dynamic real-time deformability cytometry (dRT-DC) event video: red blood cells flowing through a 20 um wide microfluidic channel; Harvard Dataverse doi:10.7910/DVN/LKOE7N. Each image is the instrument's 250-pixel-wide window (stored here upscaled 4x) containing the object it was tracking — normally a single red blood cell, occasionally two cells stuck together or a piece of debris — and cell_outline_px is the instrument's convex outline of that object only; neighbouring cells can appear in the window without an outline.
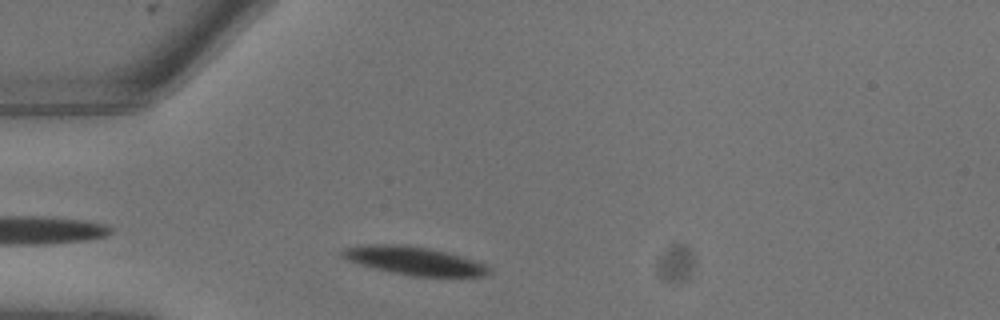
{"species": "common noctule bat (a hibernating species)", "species_latin": "Nyctalus noctula", "temperature_condition": "warm", "stored_images_in_passage": 3, "camera_frame_rate_fps": 3000, "um_per_image_px": 0.085, "animal": {"sex": "male", "body_mass_g": 13.3}, "frame": {"image": 1, "passage_image": 1, "time_ms": 0.0, "image_size_px": [1000, 320], "cell_outline_px": [[488, 272], [484, 276], [416, 276], [392, 272], [376, 268], [348, 260], [340, 252], [344, 248], [364, 244], [392, 244], [428, 248], [444, 252], [472, 260], [484, 264], [488, 268]], "centroid_in_image_um": [35.16, 22.16], "position_along_channel_um": 49.8, "area_um2": 23.24}}
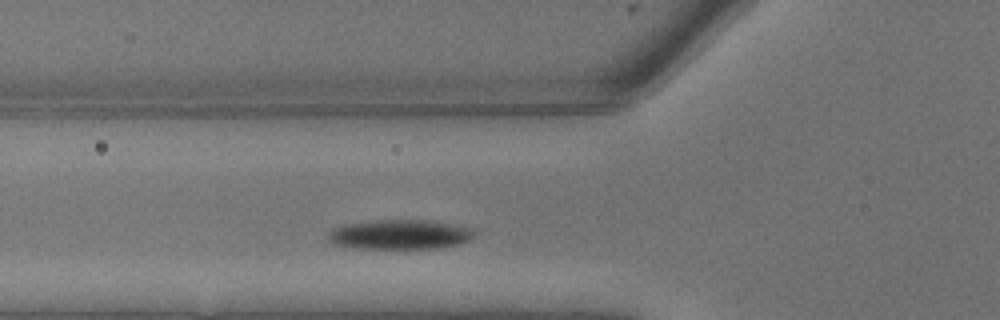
{"frame": {"image": 2, "passage_image": 3, "time_ms": 0.667, "image_size_px": [1000, 320], "cell_outline_px": [[472, 240], [460, 244], [436, 248], [356, 248], [332, 244], [324, 236], [332, 228], [344, 224], [376, 220], [428, 220], [452, 224], [468, 228], [472, 232]], "centroid_in_image_um": [33.89, 19.93], "position_along_channel_um": 91.9, "area_um2": 25.26}}